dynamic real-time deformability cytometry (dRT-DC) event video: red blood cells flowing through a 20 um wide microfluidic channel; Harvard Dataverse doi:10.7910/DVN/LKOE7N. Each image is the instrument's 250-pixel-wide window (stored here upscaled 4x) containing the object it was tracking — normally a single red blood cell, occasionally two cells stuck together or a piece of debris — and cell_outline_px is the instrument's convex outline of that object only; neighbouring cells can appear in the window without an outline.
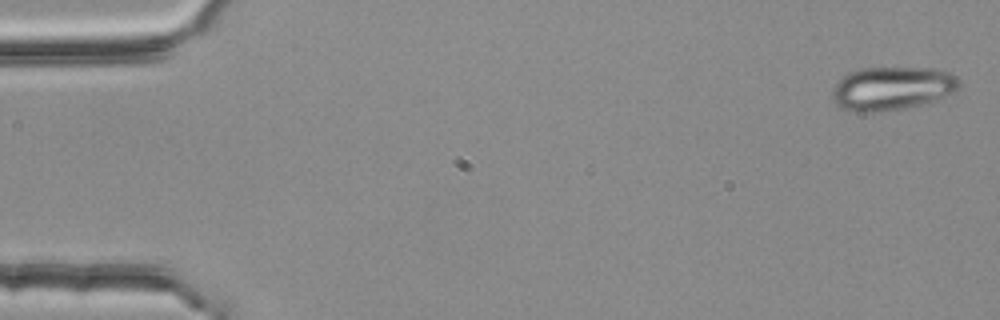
{"species": "common noctule bat (a hibernating species)", "species_latin": "Nyctalus noctula", "temperature_condition": "room temperature", "stored_images_in_passage": 4, "camera_frame_rate_fps": 3000, "um_per_image_px": 0.085, "animal": {"sex": "female", "body_mass_g": 25.1}, "frame": {"image": 1, "passage_image": 1, "time_ms": 0.0, "image_size_px": [1000, 320], "cell_outline_px": [[960, 84], [952, 92], [924, 104], [908, 108], [884, 112], [856, 112], [840, 108], [832, 100], [832, 88], [836, 80], [848, 72], [860, 68], [936, 68], [952, 72], [960, 80]], "centroid_in_image_um": [75.77, 7.51], "position_along_channel_um": 9.2, "area_um2": 32.71}}